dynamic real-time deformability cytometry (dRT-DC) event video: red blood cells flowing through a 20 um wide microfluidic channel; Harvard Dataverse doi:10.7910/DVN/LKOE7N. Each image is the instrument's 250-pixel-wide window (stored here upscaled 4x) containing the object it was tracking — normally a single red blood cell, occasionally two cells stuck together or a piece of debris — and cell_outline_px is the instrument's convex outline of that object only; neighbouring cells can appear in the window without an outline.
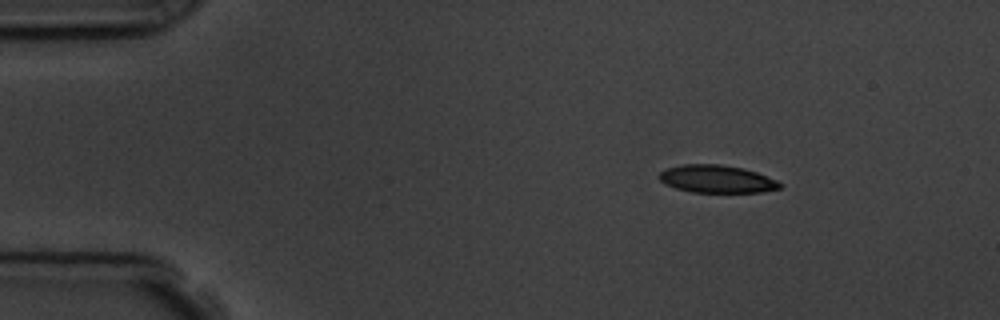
{"species": "common noctule bat (a hibernating species)", "species_latin": "Nyctalus noctula", "temperature_condition": "room temperature", "stored_images_in_passage": 4, "camera_frame_rate_fps": 3000, "um_per_image_px": 0.085, "animal": {"sex": "male", "body_mass_g": 19.5, "forearm_length_mm": 54.6}, "frame": {"image": 1, "passage_image": 1, "time_ms": 0.0, "image_size_px": [1000, 320], "cell_outline_px": [[784, 184], [780, 188], [764, 192], [692, 192], [676, 188], [664, 184], [656, 176], [664, 168], [680, 164], [720, 164], [744, 168], [756, 172], [776, 180]], "centroid_in_image_um": [60.89, 15.2], "position_along_channel_um": 24.1, "area_um2": 19.71}}
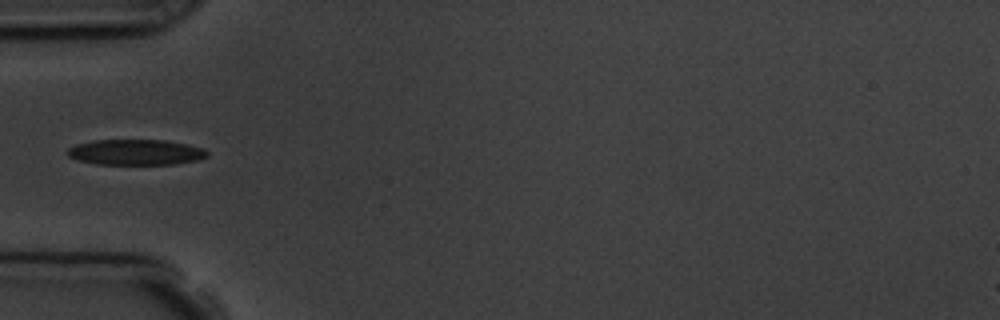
{"frame": {"image": 2, "passage_image": 4, "time_ms": 3.333, "image_size_px": [1000, 320], "cell_outline_px": [[208, 156], [196, 160], [172, 164], [96, 164], [76, 160], [68, 156], [68, 148], [76, 144], [92, 140], [164, 140], [188, 144], [204, 148], [208, 152]], "centroid_in_image_um": [11.52, 12.93], "position_along_channel_um": 73.5, "area_um2": 20.87}}